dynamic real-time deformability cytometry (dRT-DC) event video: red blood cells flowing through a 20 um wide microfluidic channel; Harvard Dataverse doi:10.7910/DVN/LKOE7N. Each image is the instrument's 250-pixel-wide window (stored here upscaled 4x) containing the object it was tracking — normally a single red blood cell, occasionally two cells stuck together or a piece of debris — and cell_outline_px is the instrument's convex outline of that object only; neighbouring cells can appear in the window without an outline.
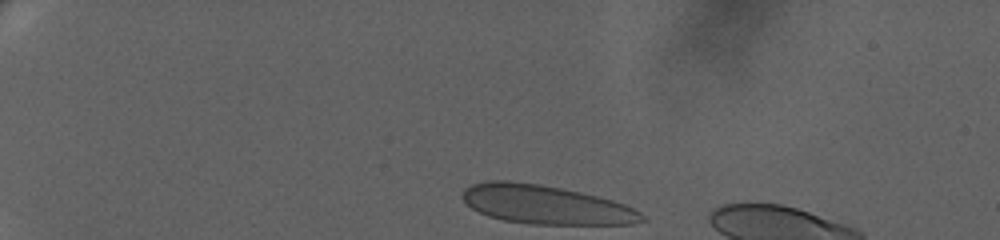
{"species": "human", "species_latin": "Homo sapiens", "temperature_condition": "warm", "stored_images_in_passage": 49, "camera_frame_rate_fps": 3000, "um_per_image_px": 0.085, "donor": {"sex": "female"}, "frame": {"image": 1, "passage_image": 1, "time_ms": 0.0, "image_size_px": [1000, 240], "cell_outline_px": [[648, 220], [632, 224], [528, 224], [504, 220], [488, 216], [472, 208], [460, 196], [464, 188], [472, 184], [488, 180], [508, 180], [540, 184], [580, 192], [612, 200], [624, 204], [640, 212]], "centroid_in_image_um": [46.36, 17.39], "position_along_channel_um": 38.6, "area_um2": 40.58}}
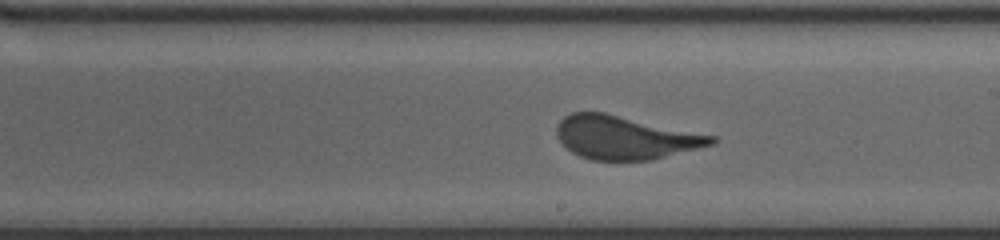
{"frame": {"image": 2, "passage_image": 28, "time_ms": 9.0, "image_size_px": [1000, 240], "cell_outline_px": [[720, 140], [716, 144], [652, 160], [592, 160], [580, 156], [572, 152], [556, 136], [556, 128], [560, 120], [564, 116], [572, 112], [604, 112], [716, 136]], "centroid_in_image_um": [53.17, 11.69], "position_along_channel_um": 235.8, "area_um2": 39.19}}
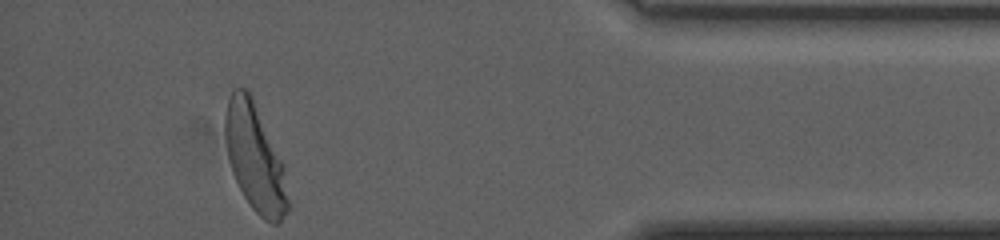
{"frame": {"image": 3, "passage_image": 48, "time_ms": 15.667, "image_size_px": [1000, 240], "cell_outline_px": [[292, 208], [276, 224], [272, 224], [264, 220], [252, 208], [244, 196], [232, 172], [228, 156], [224, 136], [224, 116], [228, 100], [232, 92], [236, 88], [244, 88], [248, 92], [284, 164]], "centroid_in_image_um": [21.7, 13.51], "position_along_channel_um": 413.5, "area_um2": 39.19}, "authors_computed_cell_mechanics": {"area_um2": 39.4196, "velocity_mm_per_s": 3.155, "shape_relaxation_time_tau1_ms": 5.4455, "shape_relaxation_time_tau2_ms": null, "deformation_change_tau1": 0.1925, "deformation_change_tau2": null}}